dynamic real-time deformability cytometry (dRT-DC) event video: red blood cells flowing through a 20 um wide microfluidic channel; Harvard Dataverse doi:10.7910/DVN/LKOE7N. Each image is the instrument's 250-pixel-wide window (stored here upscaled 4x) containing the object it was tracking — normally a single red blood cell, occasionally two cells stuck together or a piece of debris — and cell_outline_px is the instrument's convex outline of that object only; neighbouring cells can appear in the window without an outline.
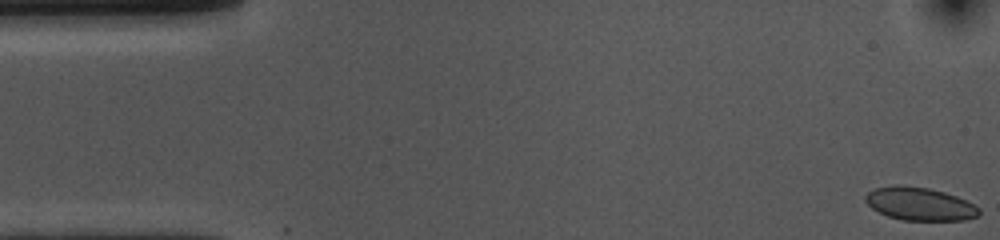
{"species": "common noctule bat (a hibernating species)", "species_latin": "Nyctalus noctula", "temperature_condition": "cold", "stored_images_in_passage": 2, "camera_frame_rate_fps": 3000, "um_per_image_px": 0.085, "animal": {"sex": "female", "body_mass_g": 10.0, "forearm_length_mm": 53.1}, "frame": {"image": 1, "passage_image": 1, "time_ms": 0.0, "image_size_px": [1000, 240], "cell_outline_px": [[980, 212], [976, 216], [964, 220], [900, 220], [888, 216], [872, 208], [864, 200], [864, 196], [868, 192], [876, 188], [896, 184], [904, 184], [928, 188], [944, 192], [956, 196], [980, 208]], "centroid_in_image_um": [78.14, 17.32], "position_along_channel_um": 6.9, "area_um2": 21.85}}